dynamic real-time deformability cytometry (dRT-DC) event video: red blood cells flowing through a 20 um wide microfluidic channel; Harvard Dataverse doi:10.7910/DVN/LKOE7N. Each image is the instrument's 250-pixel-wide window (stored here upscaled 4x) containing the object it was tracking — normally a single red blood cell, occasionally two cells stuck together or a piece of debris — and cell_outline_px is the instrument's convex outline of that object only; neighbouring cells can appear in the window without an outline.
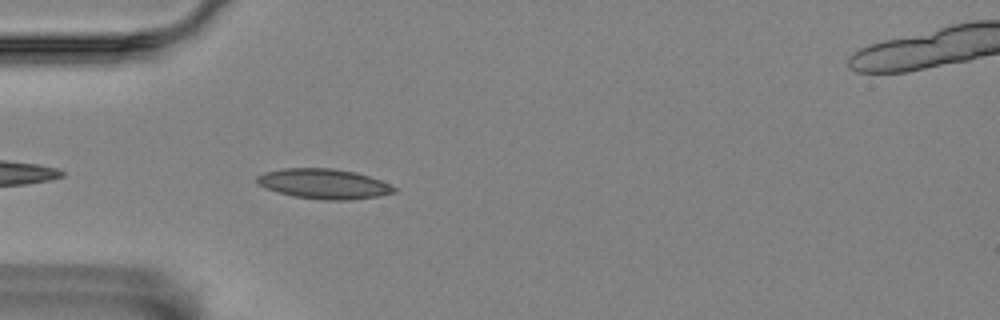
{"species": "Egyptian fruit bat (a non-hibernating species)", "species_latin": "Rousettus aegyptiacus", "temperature_condition": "room temperature", "stored_images_in_passage": 20, "camera_frame_rate_fps": 3000, "um_per_image_px": 0.085, "animal": {"sex": "female"}, "frame": {"image": 1, "passage_image": 3, "time_ms": 0.667, "image_size_px": [1000, 320], "cell_outline_px": [[396, 192], [380, 196], [352, 200], [320, 200], [292, 196], [276, 192], [264, 188], [256, 184], [256, 176], [264, 172], [284, 168], [332, 168], [356, 172], [380, 180], [396, 188]], "centroid_in_image_um": [27.48, 15.63], "position_along_channel_um": 57.5, "area_um2": 24.28}}
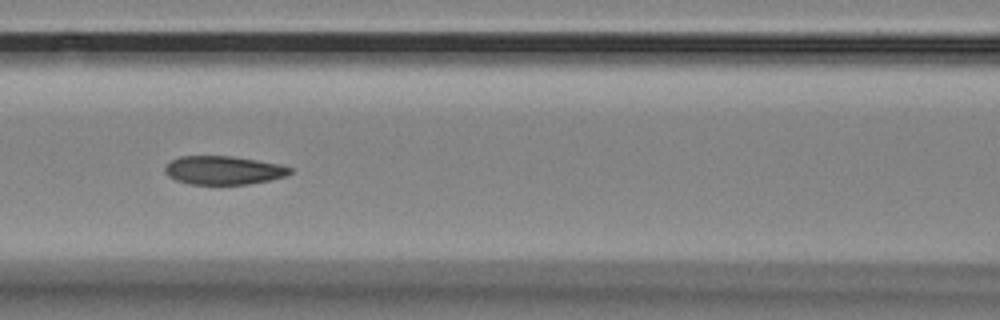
{"frame": {"image": 2, "passage_image": 11, "time_ms": 3.333, "image_size_px": [1000, 320], "cell_outline_px": [[292, 172], [288, 176], [248, 184], [188, 184], [176, 180], [168, 176], [164, 172], [164, 168], [172, 160], [180, 156], [232, 156], [280, 164], [292, 168]], "centroid_in_image_um": [19.0, 14.47], "position_along_channel_um": 147.6, "area_um2": 20.81}}
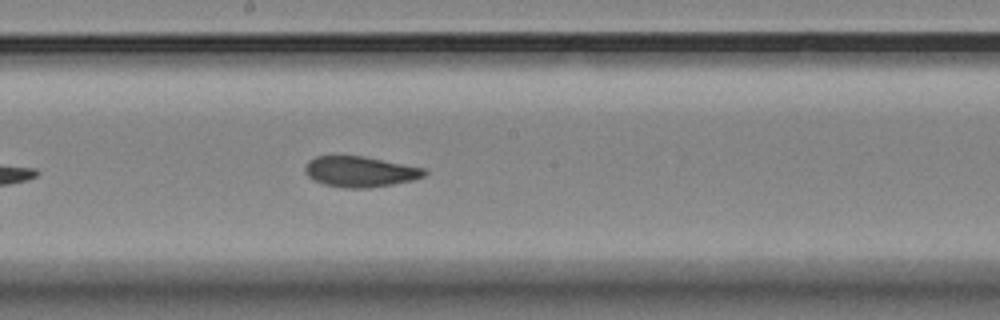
{"frame": {"image": 3, "passage_image": 17, "time_ms": 5.333, "image_size_px": [1000, 320], "cell_outline_px": [[428, 172], [424, 176], [412, 180], [392, 184], [368, 188], [344, 188], [324, 184], [312, 180], [304, 172], [304, 164], [308, 160], [316, 156], [364, 156], [424, 168]], "centroid_in_image_um": [30.56, 14.59], "position_along_channel_um": 217.6, "area_um2": 21.39}}